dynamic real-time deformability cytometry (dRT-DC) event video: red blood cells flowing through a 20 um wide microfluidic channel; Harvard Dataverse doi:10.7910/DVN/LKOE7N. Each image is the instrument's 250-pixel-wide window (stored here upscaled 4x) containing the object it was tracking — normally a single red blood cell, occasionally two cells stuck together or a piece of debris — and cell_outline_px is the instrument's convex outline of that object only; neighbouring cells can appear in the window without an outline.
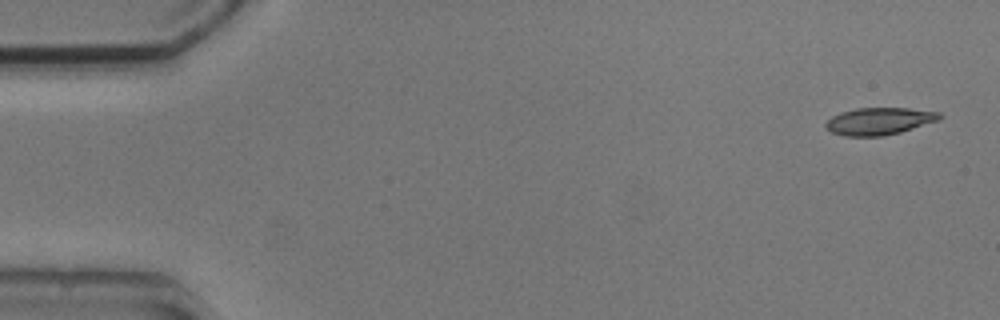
{"species": "common noctule bat (a hibernating species)", "species_latin": "Nyctalus noctula", "temperature_condition": "cold", "stored_images_in_passage": 4, "camera_frame_rate_fps": 3000, "um_per_image_px": 0.085, "animal": {"sex": "male", "body_mass_g": 20.5, "forearm_length_mm": 52.5}, "frame": {"image": 1, "passage_image": 1, "time_ms": 0.0, "image_size_px": [1000, 320], "cell_outline_px": [[944, 116], [940, 120], [900, 132], [884, 136], [844, 136], [832, 132], [824, 124], [832, 116], [840, 112], [856, 108], [908, 108], [940, 112]], "centroid_in_image_um": [74.76, 10.29], "position_along_channel_um": 10.2, "area_um2": 18.09}}
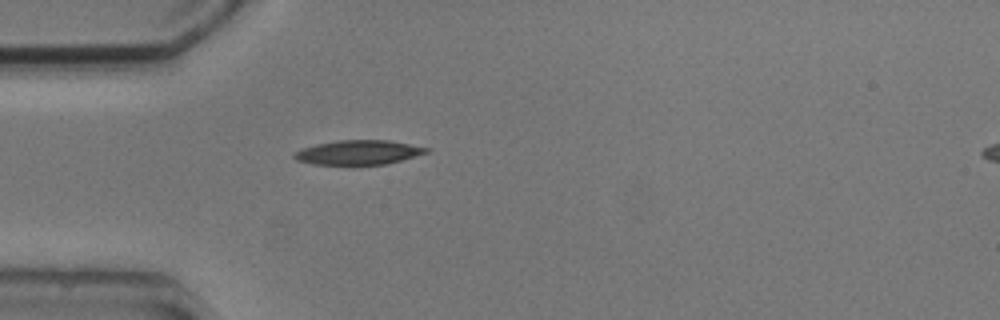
{"frame": {"image": 2, "passage_image": 4, "time_ms": 4.333, "image_size_px": [1000, 320], "cell_outline_px": [[432, 148], [428, 152], [400, 160], [384, 164], [312, 164], [296, 160], [292, 156], [300, 148], [316, 144], [336, 140], [388, 140]], "centroid_in_image_um": [30.44, 12.94], "position_along_channel_um": 54.6, "area_um2": 18.67}}